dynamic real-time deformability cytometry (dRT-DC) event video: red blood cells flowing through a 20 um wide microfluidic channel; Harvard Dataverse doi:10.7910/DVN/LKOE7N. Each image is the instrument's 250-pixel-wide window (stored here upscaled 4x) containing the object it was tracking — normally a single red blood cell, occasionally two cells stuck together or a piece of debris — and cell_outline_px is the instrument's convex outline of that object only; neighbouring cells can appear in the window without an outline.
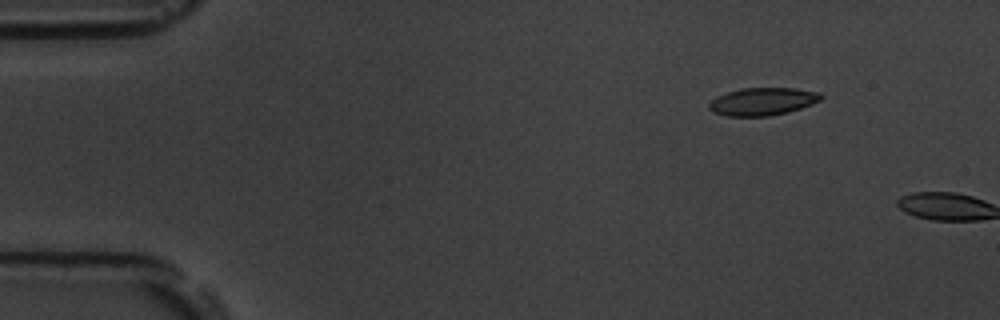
{"species": "common noctule bat (a hibernating species)", "species_latin": "Nyctalus noctula", "temperature_condition": "room temperature", "stored_images_in_passage": 2, "camera_frame_rate_fps": 3000, "um_per_image_px": 0.085, "animal": {"sex": "male", "body_mass_g": 19.5, "forearm_length_mm": 54.6}, "frame": {"image": 1, "passage_image": 1, "time_ms": 0.0, "image_size_px": [1000, 320], "cell_outline_px": [[824, 96], [820, 100], [812, 104], [788, 112], [768, 116], [728, 116], [716, 112], [708, 108], [708, 104], [716, 96], [740, 88], [796, 88], [820, 92]], "centroid_in_image_um": [64.85, 8.61], "position_along_channel_um": 20.2, "area_um2": 18.03}}